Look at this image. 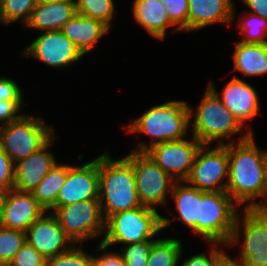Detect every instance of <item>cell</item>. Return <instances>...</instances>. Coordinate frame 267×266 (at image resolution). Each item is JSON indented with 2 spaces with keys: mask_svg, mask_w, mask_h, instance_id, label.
<instances>
[{
  "mask_svg": "<svg viewBox=\"0 0 267 266\" xmlns=\"http://www.w3.org/2000/svg\"><path fill=\"white\" fill-rule=\"evenodd\" d=\"M165 6L170 20L181 30L188 32V0H160Z\"/></svg>",
  "mask_w": 267,
  "mask_h": 266,
  "instance_id": "836d02e7",
  "label": "cell"
},
{
  "mask_svg": "<svg viewBox=\"0 0 267 266\" xmlns=\"http://www.w3.org/2000/svg\"><path fill=\"white\" fill-rule=\"evenodd\" d=\"M75 4L77 14L98 19L111 29L117 14L114 0H75Z\"/></svg>",
  "mask_w": 267,
  "mask_h": 266,
  "instance_id": "83f0119b",
  "label": "cell"
},
{
  "mask_svg": "<svg viewBox=\"0 0 267 266\" xmlns=\"http://www.w3.org/2000/svg\"><path fill=\"white\" fill-rule=\"evenodd\" d=\"M132 14L137 24L157 40L166 38L169 27L174 28V32L181 31L170 20L166 6L160 0H134Z\"/></svg>",
  "mask_w": 267,
  "mask_h": 266,
  "instance_id": "44dd1931",
  "label": "cell"
},
{
  "mask_svg": "<svg viewBox=\"0 0 267 266\" xmlns=\"http://www.w3.org/2000/svg\"><path fill=\"white\" fill-rule=\"evenodd\" d=\"M45 259L27 241L16 252L9 266H46Z\"/></svg>",
  "mask_w": 267,
  "mask_h": 266,
  "instance_id": "e575fe53",
  "label": "cell"
},
{
  "mask_svg": "<svg viewBox=\"0 0 267 266\" xmlns=\"http://www.w3.org/2000/svg\"><path fill=\"white\" fill-rule=\"evenodd\" d=\"M109 30L111 29L98 19L76 14L63 25L61 32L74 43L84 56L97 47L99 40Z\"/></svg>",
  "mask_w": 267,
  "mask_h": 266,
  "instance_id": "ffe728a7",
  "label": "cell"
},
{
  "mask_svg": "<svg viewBox=\"0 0 267 266\" xmlns=\"http://www.w3.org/2000/svg\"><path fill=\"white\" fill-rule=\"evenodd\" d=\"M22 56L33 57L51 66L62 69L78 62L82 53L61 30L41 32L25 49Z\"/></svg>",
  "mask_w": 267,
  "mask_h": 266,
  "instance_id": "4fadbf2b",
  "label": "cell"
},
{
  "mask_svg": "<svg viewBox=\"0 0 267 266\" xmlns=\"http://www.w3.org/2000/svg\"><path fill=\"white\" fill-rule=\"evenodd\" d=\"M122 247L118 253L126 266H146L152 248V241H142Z\"/></svg>",
  "mask_w": 267,
  "mask_h": 266,
  "instance_id": "1f68e13d",
  "label": "cell"
},
{
  "mask_svg": "<svg viewBox=\"0 0 267 266\" xmlns=\"http://www.w3.org/2000/svg\"><path fill=\"white\" fill-rule=\"evenodd\" d=\"M238 14V16L243 15L241 16L242 18H238L236 24V28H238V31L240 30L239 32L243 36V39L239 40V42L267 43V20L247 11H241Z\"/></svg>",
  "mask_w": 267,
  "mask_h": 266,
  "instance_id": "4316f807",
  "label": "cell"
},
{
  "mask_svg": "<svg viewBox=\"0 0 267 266\" xmlns=\"http://www.w3.org/2000/svg\"><path fill=\"white\" fill-rule=\"evenodd\" d=\"M83 244H74L70 249L47 259L46 266H93L94 255L82 249Z\"/></svg>",
  "mask_w": 267,
  "mask_h": 266,
  "instance_id": "4dcf8cb0",
  "label": "cell"
},
{
  "mask_svg": "<svg viewBox=\"0 0 267 266\" xmlns=\"http://www.w3.org/2000/svg\"><path fill=\"white\" fill-rule=\"evenodd\" d=\"M37 4H46V3H52V2H59L63 0H36Z\"/></svg>",
  "mask_w": 267,
  "mask_h": 266,
  "instance_id": "ee69618b",
  "label": "cell"
},
{
  "mask_svg": "<svg viewBox=\"0 0 267 266\" xmlns=\"http://www.w3.org/2000/svg\"><path fill=\"white\" fill-rule=\"evenodd\" d=\"M98 248L96 249V252L98 250L101 251L103 254L99 256H94V262L93 266H126L125 262L121 259L120 254L118 251H106L108 250V246L102 244L101 242L97 246Z\"/></svg>",
  "mask_w": 267,
  "mask_h": 266,
  "instance_id": "74e56055",
  "label": "cell"
},
{
  "mask_svg": "<svg viewBox=\"0 0 267 266\" xmlns=\"http://www.w3.org/2000/svg\"><path fill=\"white\" fill-rule=\"evenodd\" d=\"M9 189L7 188H0V217L2 214V210L5 204L6 197L8 195Z\"/></svg>",
  "mask_w": 267,
  "mask_h": 266,
  "instance_id": "7bdbcfd3",
  "label": "cell"
},
{
  "mask_svg": "<svg viewBox=\"0 0 267 266\" xmlns=\"http://www.w3.org/2000/svg\"><path fill=\"white\" fill-rule=\"evenodd\" d=\"M182 254V242L176 237L153 239L146 266H178Z\"/></svg>",
  "mask_w": 267,
  "mask_h": 266,
  "instance_id": "484cf974",
  "label": "cell"
},
{
  "mask_svg": "<svg viewBox=\"0 0 267 266\" xmlns=\"http://www.w3.org/2000/svg\"><path fill=\"white\" fill-rule=\"evenodd\" d=\"M217 266H242V264L238 261H235L228 254Z\"/></svg>",
  "mask_w": 267,
  "mask_h": 266,
  "instance_id": "b9f144b4",
  "label": "cell"
},
{
  "mask_svg": "<svg viewBox=\"0 0 267 266\" xmlns=\"http://www.w3.org/2000/svg\"><path fill=\"white\" fill-rule=\"evenodd\" d=\"M76 14L75 0L37 4L24 26L43 32L61 30Z\"/></svg>",
  "mask_w": 267,
  "mask_h": 266,
  "instance_id": "603a6c76",
  "label": "cell"
},
{
  "mask_svg": "<svg viewBox=\"0 0 267 266\" xmlns=\"http://www.w3.org/2000/svg\"><path fill=\"white\" fill-rule=\"evenodd\" d=\"M177 141H167L149 147L145 153L176 181H185L190 175L195 156L202 143L190 135Z\"/></svg>",
  "mask_w": 267,
  "mask_h": 266,
  "instance_id": "7c38bea8",
  "label": "cell"
},
{
  "mask_svg": "<svg viewBox=\"0 0 267 266\" xmlns=\"http://www.w3.org/2000/svg\"><path fill=\"white\" fill-rule=\"evenodd\" d=\"M197 106L196 110L189 106L190 125H192L190 132L193 131L192 136L202 145H210L216 141L217 145H227L245 140L253 134L252 130L247 129L241 135L244 126L208 86ZM235 134L241 136L238 141L233 139Z\"/></svg>",
  "mask_w": 267,
  "mask_h": 266,
  "instance_id": "277c9868",
  "label": "cell"
},
{
  "mask_svg": "<svg viewBox=\"0 0 267 266\" xmlns=\"http://www.w3.org/2000/svg\"><path fill=\"white\" fill-rule=\"evenodd\" d=\"M67 173L68 164L56 162L32 192L34 198L46 211L51 212L56 207L57 196L65 183Z\"/></svg>",
  "mask_w": 267,
  "mask_h": 266,
  "instance_id": "d4e9b609",
  "label": "cell"
},
{
  "mask_svg": "<svg viewBox=\"0 0 267 266\" xmlns=\"http://www.w3.org/2000/svg\"><path fill=\"white\" fill-rule=\"evenodd\" d=\"M109 150L99 155V201L105 220L125 210L142 207L137 194L133 165L114 159Z\"/></svg>",
  "mask_w": 267,
  "mask_h": 266,
  "instance_id": "3957f363",
  "label": "cell"
},
{
  "mask_svg": "<svg viewBox=\"0 0 267 266\" xmlns=\"http://www.w3.org/2000/svg\"><path fill=\"white\" fill-rule=\"evenodd\" d=\"M99 199V156L83 165H68L65 183L59 190L56 207Z\"/></svg>",
  "mask_w": 267,
  "mask_h": 266,
  "instance_id": "5bb4252c",
  "label": "cell"
},
{
  "mask_svg": "<svg viewBox=\"0 0 267 266\" xmlns=\"http://www.w3.org/2000/svg\"><path fill=\"white\" fill-rule=\"evenodd\" d=\"M19 84L13 78L0 77V100H23Z\"/></svg>",
  "mask_w": 267,
  "mask_h": 266,
  "instance_id": "f35d334b",
  "label": "cell"
},
{
  "mask_svg": "<svg viewBox=\"0 0 267 266\" xmlns=\"http://www.w3.org/2000/svg\"><path fill=\"white\" fill-rule=\"evenodd\" d=\"M204 193L205 191L189 185L186 181H176L170 197L173 199L178 217L171 219L162 216V229L172 227V221L180 219L193 231L199 219V201Z\"/></svg>",
  "mask_w": 267,
  "mask_h": 266,
  "instance_id": "7402d4cb",
  "label": "cell"
},
{
  "mask_svg": "<svg viewBox=\"0 0 267 266\" xmlns=\"http://www.w3.org/2000/svg\"><path fill=\"white\" fill-rule=\"evenodd\" d=\"M14 168L12 159L0 149V188L13 189Z\"/></svg>",
  "mask_w": 267,
  "mask_h": 266,
  "instance_id": "8d00e7d4",
  "label": "cell"
},
{
  "mask_svg": "<svg viewBox=\"0 0 267 266\" xmlns=\"http://www.w3.org/2000/svg\"><path fill=\"white\" fill-rule=\"evenodd\" d=\"M208 87L222 101V103L232 112V114L245 127L249 125L247 121L255 118L260 112L259 95L255 88L247 81L233 76L230 81L224 85L221 93H218L212 82Z\"/></svg>",
  "mask_w": 267,
  "mask_h": 266,
  "instance_id": "2e32d148",
  "label": "cell"
},
{
  "mask_svg": "<svg viewBox=\"0 0 267 266\" xmlns=\"http://www.w3.org/2000/svg\"><path fill=\"white\" fill-rule=\"evenodd\" d=\"M243 209V214L238 213L227 248L238 246L242 239L234 260L242 266H267V211Z\"/></svg>",
  "mask_w": 267,
  "mask_h": 266,
  "instance_id": "ba28073f",
  "label": "cell"
},
{
  "mask_svg": "<svg viewBox=\"0 0 267 266\" xmlns=\"http://www.w3.org/2000/svg\"><path fill=\"white\" fill-rule=\"evenodd\" d=\"M208 254L199 253L185 258L180 266H217L228 253L224 252L222 247L226 244H209ZM219 247V248H218ZM208 255V256H207Z\"/></svg>",
  "mask_w": 267,
  "mask_h": 266,
  "instance_id": "d6a6232c",
  "label": "cell"
},
{
  "mask_svg": "<svg viewBox=\"0 0 267 266\" xmlns=\"http://www.w3.org/2000/svg\"><path fill=\"white\" fill-rule=\"evenodd\" d=\"M188 32L215 24L230 25L236 18L233 0H188Z\"/></svg>",
  "mask_w": 267,
  "mask_h": 266,
  "instance_id": "d6986e66",
  "label": "cell"
},
{
  "mask_svg": "<svg viewBox=\"0 0 267 266\" xmlns=\"http://www.w3.org/2000/svg\"><path fill=\"white\" fill-rule=\"evenodd\" d=\"M254 133L228 144V183L226 192L240 206L253 209L262 201L266 150L258 148ZM260 149V150H259ZM249 202V203H248Z\"/></svg>",
  "mask_w": 267,
  "mask_h": 266,
  "instance_id": "6da1fadb",
  "label": "cell"
},
{
  "mask_svg": "<svg viewBox=\"0 0 267 266\" xmlns=\"http://www.w3.org/2000/svg\"><path fill=\"white\" fill-rule=\"evenodd\" d=\"M36 5V0H1L0 24L12 25L20 20L24 26Z\"/></svg>",
  "mask_w": 267,
  "mask_h": 266,
  "instance_id": "f1b7e54d",
  "label": "cell"
},
{
  "mask_svg": "<svg viewBox=\"0 0 267 266\" xmlns=\"http://www.w3.org/2000/svg\"><path fill=\"white\" fill-rule=\"evenodd\" d=\"M45 212L33 193L10 189L0 217V226L26 232Z\"/></svg>",
  "mask_w": 267,
  "mask_h": 266,
  "instance_id": "ac0fdd59",
  "label": "cell"
},
{
  "mask_svg": "<svg viewBox=\"0 0 267 266\" xmlns=\"http://www.w3.org/2000/svg\"><path fill=\"white\" fill-rule=\"evenodd\" d=\"M24 100H0V124L6 125L19 119L24 113L22 108Z\"/></svg>",
  "mask_w": 267,
  "mask_h": 266,
  "instance_id": "d590c367",
  "label": "cell"
},
{
  "mask_svg": "<svg viewBox=\"0 0 267 266\" xmlns=\"http://www.w3.org/2000/svg\"><path fill=\"white\" fill-rule=\"evenodd\" d=\"M202 145L194 159L189 185L205 192L226 191L228 183V144Z\"/></svg>",
  "mask_w": 267,
  "mask_h": 266,
  "instance_id": "8fae6325",
  "label": "cell"
},
{
  "mask_svg": "<svg viewBox=\"0 0 267 266\" xmlns=\"http://www.w3.org/2000/svg\"><path fill=\"white\" fill-rule=\"evenodd\" d=\"M242 2L249 8L243 11L259 15L267 20V0H242Z\"/></svg>",
  "mask_w": 267,
  "mask_h": 266,
  "instance_id": "ab89813d",
  "label": "cell"
},
{
  "mask_svg": "<svg viewBox=\"0 0 267 266\" xmlns=\"http://www.w3.org/2000/svg\"><path fill=\"white\" fill-rule=\"evenodd\" d=\"M58 219L65 234L74 244L85 240L103 238L105 218L99 199L80 201L51 211Z\"/></svg>",
  "mask_w": 267,
  "mask_h": 266,
  "instance_id": "30bf717a",
  "label": "cell"
},
{
  "mask_svg": "<svg viewBox=\"0 0 267 266\" xmlns=\"http://www.w3.org/2000/svg\"><path fill=\"white\" fill-rule=\"evenodd\" d=\"M124 157L133 165L136 190L142 205L155 210L161 205L166 206L176 180L145 152L130 151Z\"/></svg>",
  "mask_w": 267,
  "mask_h": 266,
  "instance_id": "9c48e42d",
  "label": "cell"
},
{
  "mask_svg": "<svg viewBox=\"0 0 267 266\" xmlns=\"http://www.w3.org/2000/svg\"><path fill=\"white\" fill-rule=\"evenodd\" d=\"M55 135L38 151L15 163L13 189L32 193L57 160L50 151Z\"/></svg>",
  "mask_w": 267,
  "mask_h": 266,
  "instance_id": "e0dca14e",
  "label": "cell"
},
{
  "mask_svg": "<svg viewBox=\"0 0 267 266\" xmlns=\"http://www.w3.org/2000/svg\"><path fill=\"white\" fill-rule=\"evenodd\" d=\"M239 205L226 191L205 192L199 201V219L192 231L208 244H228Z\"/></svg>",
  "mask_w": 267,
  "mask_h": 266,
  "instance_id": "8992f818",
  "label": "cell"
},
{
  "mask_svg": "<svg viewBox=\"0 0 267 266\" xmlns=\"http://www.w3.org/2000/svg\"><path fill=\"white\" fill-rule=\"evenodd\" d=\"M235 72L256 77L267 74V43H241L236 41L233 52Z\"/></svg>",
  "mask_w": 267,
  "mask_h": 266,
  "instance_id": "cb8c5ba5",
  "label": "cell"
},
{
  "mask_svg": "<svg viewBox=\"0 0 267 266\" xmlns=\"http://www.w3.org/2000/svg\"><path fill=\"white\" fill-rule=\"evenodd\" d=\"M42 117L23 114L0 127V149L17 163L43 147L55 134Z\"/></svg>",
  "mask_w": 267,
  "mask_h": 266,
  "instance_id": "52a82bcc",
  "label": "cell"
},
{
  "mask_svg": "<svg viewBox=\"0 0 267 266\" xmlns=\"http://www.w3.org/2000/svg\"><path fill=\"white\" fill-rule=\"evenodd\" d=\"M122 128L126 133H143L154 140L147 144L145 141L138 142V146L131 151L145 152L149 147L167 141L185 139L189 134L190 111L189 104L183 100H170L162 104L152 106L129 126Z\"/></svg>",
  "mask_w": 267,
  "mask_h": 266,
  "instance_id": "7a4b0ae2",
  "label": "cell"
},
{
  "mask_svg": "<svg viewBox=\"0 0 267 266\" xmlns=\"http://www.w3.org/2000/svg\"><path fill=\"white\" fill-rule=\"evenodd\" d=\"M162 215L146 206L117 212L105 220L101 243L112 247L152 241L162 231Z\"/></svg>",
  "mask_w": 267,
  "mask_h": 266,
  "instance_id": "5b68a950",
  "label": "cell"
},
{
  "mask_svg": "<svg viewBox=\"0 0 267 266\" xmlns=\"http://www.w3.org/2000/svg\"><path fill=\"white\" fill-rule=\"evenodd\" d=\"M253 209L259 210V211H267V150H266V155H265V166H264L263 197H262V201L257 202L256 206Z\"/></svg>",
  "mask_w": 267,
  "mask_h": 266,
  "instance_id": "60d3db41",
  "label": "cell"
},
{
  "mask_svg": "<svg viewBox=\"0 0 267 266\" xmlns=\"http://www.w3.org/2000/svg\"><path fill=\"white\" fill-rule=\"evenodd\" d=\"M26 241L45 259L65 252L74 245L60 226L57 217L48 211L27 229Z\"/></svg>",
  "mask_w": 267,
  "mask_h": 266,
  "instance_id": "9a60e30c",
  "label": "cell"
},
{
  "mask_svg": "<svg viewBox=\"0 0 267 266\" xmlns=\"http://www.w3.org/2000/svg\"><path fill=\"white\" fill-rule=\"evenodd\" d=\"M0 266H9L7 263H0Z\"/></svg>",
  "mask_w": 267,
  "mask_h": 266,
  "instance_id": "f6af8a7d",
  "label": "cell"
},
{
  "mask_svg": "<svg viewBox=\"0 0 267 266\" xmlns=\"http://www.w3.org/2000/svg\"><path fill=\"white\" fill-rule=\"evenodd\" d=\"M26 241V232L0 226V263L9 264Z\"/></svg>",
  "mask_w": 267,
  "mask_h": 266,
  "instance_id": "f546056e",
  "label": "cell"
}]
</instances>
